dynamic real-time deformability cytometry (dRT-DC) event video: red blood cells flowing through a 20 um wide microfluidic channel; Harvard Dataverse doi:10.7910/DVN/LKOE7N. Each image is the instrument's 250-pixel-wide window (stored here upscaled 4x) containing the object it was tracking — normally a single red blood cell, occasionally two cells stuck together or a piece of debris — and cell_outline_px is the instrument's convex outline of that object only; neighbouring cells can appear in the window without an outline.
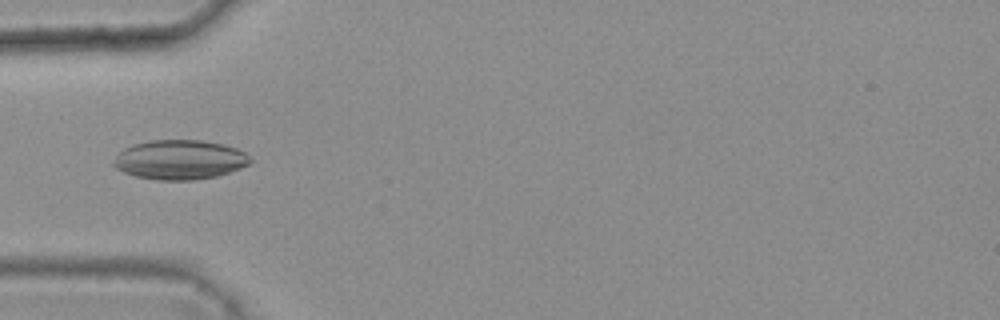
{"species": "common noctule bat (a hibernating species)", "species_latin": "Nyctalus noctula", "temperature_condition": "warm", "stored_images_in_passage": 7, "camera_frame_rate_fps": 3000, "um_per_image_px": 0.085, "animal": {"sex": "female", "body_mass_g": 25.1}, "frame": {"image": 1, "passage_image": 4, "time_ms": 1.0, "image_size_px": [1000, 320], "cell_outline_px": [[252, 160], [248, 164], [240, 168], [216, 176], [192, 180], [156, 180], [136, 176], [124, 172], [116, 168], [112, 164], [116, 156], [124, 148], [136, 144], [152, 140], [200, 140], [220, 144], [236, 148], [244, 152]], "centroid_in_image_um": [15.26, 13.58], "position_along_channel_um": 69.7, "area_um2": 31.1}}
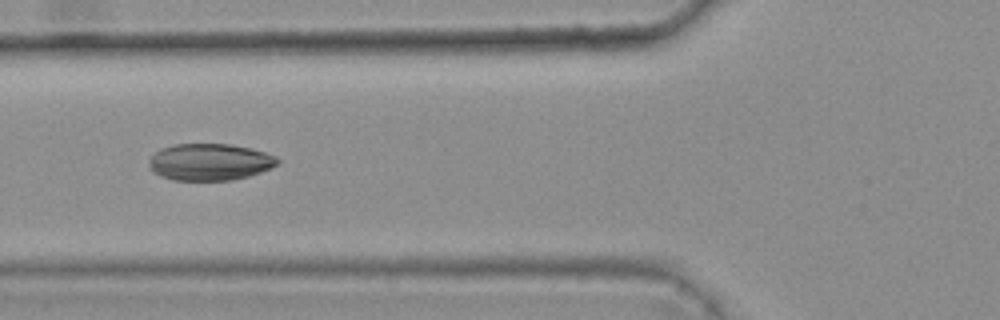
{"frame": {"image": 2, "passage_image": 5, "time_ms": 1.333, "image_size_px": [1000, 320], "cell_outline_px": [[280, 160], [276, 164], [260, 172], [248, 176], [232, 180], [172, 180], [160, 176], [152, 172], [148, 168], [148, 160], [160, 148], [172, 144], [228, 144], [252, 148], [276, 156]], "centroid_in_image_um": [17.77, 13.77], "position_along_channel_um": 108.0, "area_um2": 27.69}}
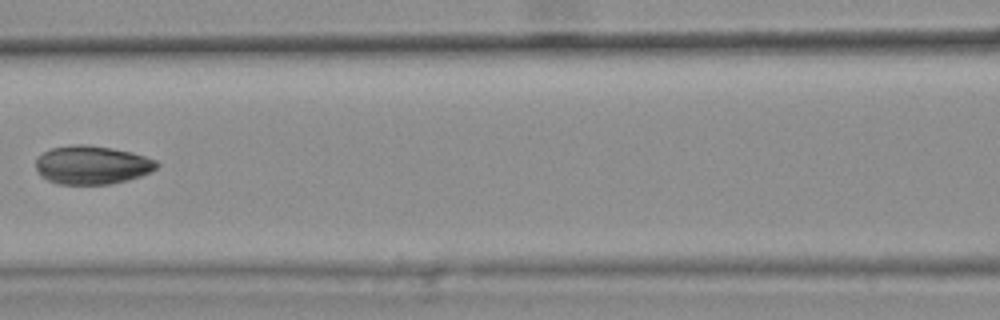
{"frame": {"image": 3, "passage_image": 6, "time_ms": 1.667, "image_size_px": [1000, 320], "cell_outline_px": [[160, 164], [152, 172], [128, 180], [108, 184], [56, 184], [40, 176], [36, 172], [36, 160], [44, 152], [52, 148], [72, 144], [88, 144], [112, 148], [132, 152], [156, 160]], "centroid_in_image_um": [7.82, 14.02], "position_along_channel_um": 158.8, "area_um2": 27.34}}